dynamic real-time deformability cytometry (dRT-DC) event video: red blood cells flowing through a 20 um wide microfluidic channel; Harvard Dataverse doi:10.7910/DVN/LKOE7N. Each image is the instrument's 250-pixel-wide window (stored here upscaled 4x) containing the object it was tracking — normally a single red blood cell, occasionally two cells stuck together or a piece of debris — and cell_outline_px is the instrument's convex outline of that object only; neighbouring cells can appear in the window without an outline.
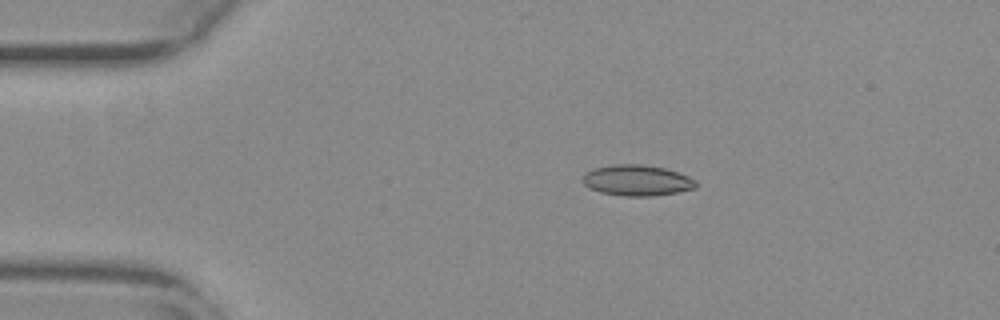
{"species": "common noctule bat (a hibernating species)", "species_latin": "Nyctalus noctula", "temperature_condition": "warm", "stored_images_in_passage": 47, "camera_frame_rate_fps": 3000, "um_per_image_px": 0.085, "animal": {"sex": "female", "body_mass_g": 29.2, "forearm_length_mm": 56.3}, "frame": {"image": 1, "passage_image": 3, "time_ms": 0.667, "image_size_px": [1000, 320], "cell_outline_px": [[696, 188], [676, 192], [652, 196], [624, 196], [600, 192], [588, 188], [584, 184], [584, 172], [596, 168], [616, 164], [640, 164], [664, 168], [688, 176], [696, 180]], "centroid_in_image_um": [54.14, 15.33], "position_along_channel_um": 30.9, "area_um2": 20.17}}
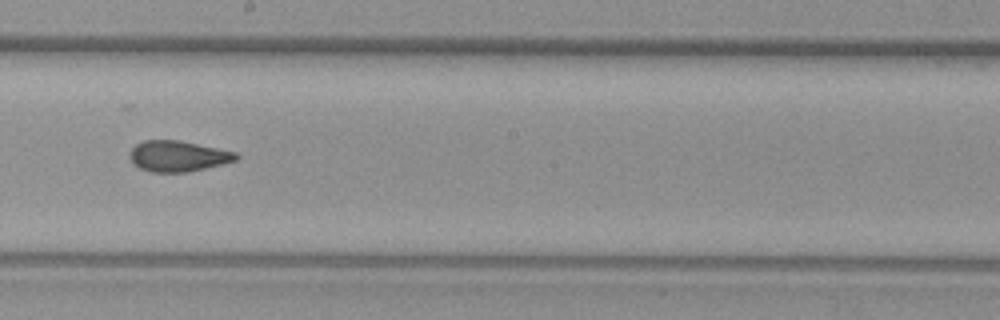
{"frame": {"image": 2, "passage_image": 23, "time_ms": 7.333, "image_size_px": [1000, 320], "cell_outline_px": [[240, 156], [236, 160], [188, 172], [152, 172], [140, 168], [132, 164], [128, 156], [132, 148], [136, 144], [144, 140], [180, 140], [236, 152]], "centroid_in_image_um": [15.09, 13.26], "position_along_channel_um": 233.1, "area_um2": 19.07}}
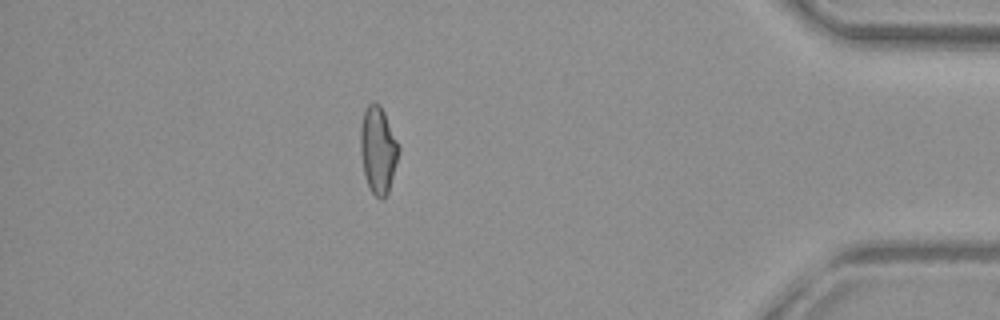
{"frame": {"image": 3, "passage_image": 40, "time_ms": 13.0, "image_size_px": [1000, 320], "cell_outline_px": [[400, 152], [388, 192], [380, 200], [372, 192], [368, 184], [364, 172], [360, 152], [360, 128], [364, 112], [368, 104], [372, 100], [380, 104], [400, 144]], "centroid_in_image_um": [32.15, 12.69], "position_along_channel_um": 403.1, "area_um2": 19.48}, "authors_computed_cell_mechanics": {"area_um2": 19.363, "velocity_mm_per_s": 3.8226, "shape_relaxation_time_tau1_ms": null, "shape_relaxation_time_tau2_ms": 1.7272, "deformation_change_tau1": null, "deformation_change_tau2": 0.0807}}